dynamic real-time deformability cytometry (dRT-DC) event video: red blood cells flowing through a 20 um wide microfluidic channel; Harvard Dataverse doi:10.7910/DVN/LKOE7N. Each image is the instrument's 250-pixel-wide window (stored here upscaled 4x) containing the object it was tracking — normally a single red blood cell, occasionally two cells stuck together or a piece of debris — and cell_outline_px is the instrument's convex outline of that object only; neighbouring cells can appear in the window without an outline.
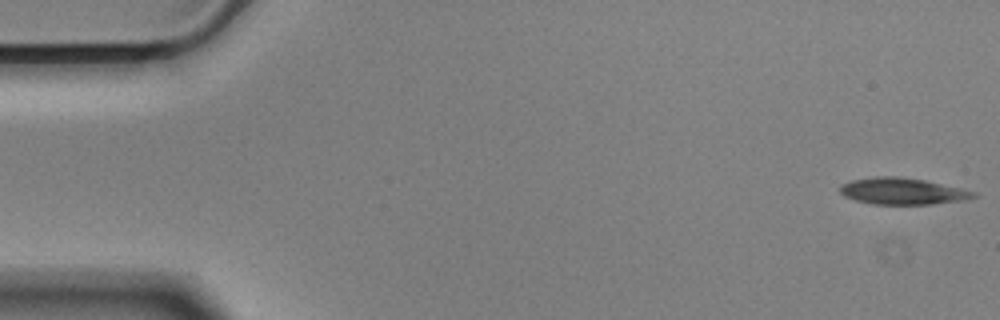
{"species": "Egyptian fruit bat (a non-hibernating species)", "species_latin": "Rousettus aegyptiacus", "temperature_condition": "cold", "stored_images_in_passage": 29, "camera_frame_rate_fps": 3000, "um_per_image_px": 0.085, "animal": {"sex": "male"}, "frame": {"image": 1, "passage_image": 1, "time_ms": 0.0, "image_size_px": [1000, 320], "cell_outline_px": [[976, 196], [964, 200], [932, 204], [876, 204], [856, 200], [844, 196], [840, 192], [840, 184], [852, 180], [876, 176], [896, 176], [924, 180], [960, 188], [976, 192]], "centroid_in_image_um": [76.69, 16.25], "position_along_channel_um": 8.3, "area_um2": 20.46}}
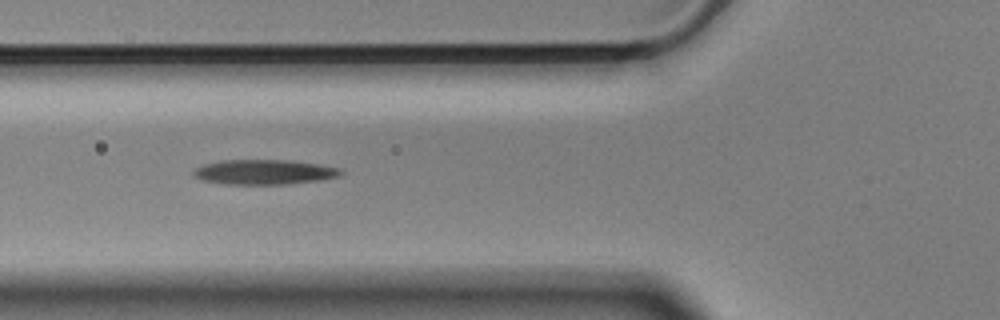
{"frame": {"image": 2, "passage_image": 20, "time_ms": 6.333, "image_size_px": [1000, 320], "cell_outline_px": [[344, 172], [340, 176], [320, 180], [288, 184], [224, 184], [204, 180], [192, 176], [192, 172], [196, 168], [204, 164], [220, 160], [288, 160], [316, 164], [340, 168]], "centroid_in_image_um": [22.44, 14.62], "position_along_channel_um": 103.4, "area_um2": 21.33}}
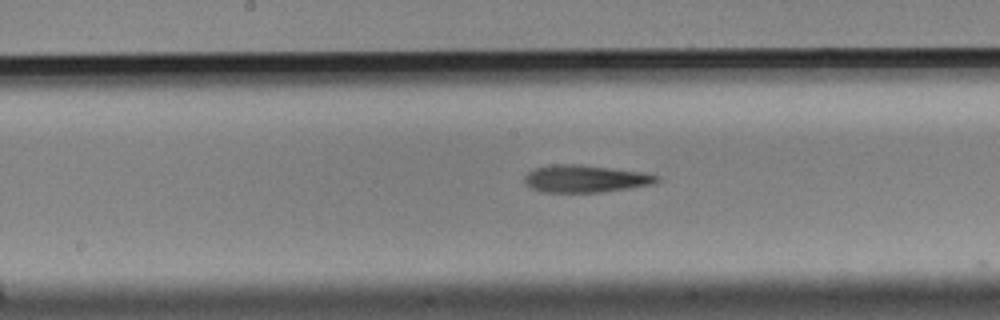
{"frame": {"image": 3, "passage_image": 28, "time_ms": 9.0, "image_size_px": [1000, 320], "cell_outline_px": [[660, 180], [656, 184], [632, 188], [604, 192], [540, 192], [524, 184], [524, 176], [528, 172], [536, 168], [556, 164], [572, 164], [644, 172], [660, 176]], "centroid_in_image_um": [49.79, 15.21], "position_along_channel_um": 198.4, "area_um2": 21.15}}